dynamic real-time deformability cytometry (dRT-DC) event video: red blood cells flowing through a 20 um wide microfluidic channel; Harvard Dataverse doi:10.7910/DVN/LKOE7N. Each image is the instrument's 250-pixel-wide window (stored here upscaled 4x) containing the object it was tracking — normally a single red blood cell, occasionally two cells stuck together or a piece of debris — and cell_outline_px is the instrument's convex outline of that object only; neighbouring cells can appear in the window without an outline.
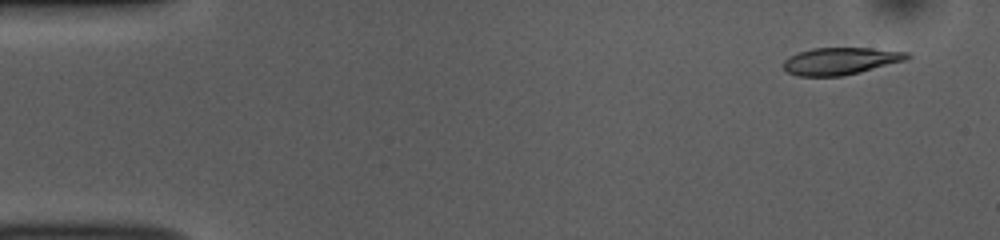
{"species": "common noctule bat (a hibernating species)", "species_latin": "Nyctalus noctula", "temperature_condition": "room temperature", "stored_images_in_passage": 49, "camera_frame_rate_fps": 3000, "um_per_image_px": 0.085, "animal": {"sex": "female", "body_mass_g": 10.0, "forearm_length_mm": 53.1}, "frame": {"image": 1, "passage_image": 1, "time_ms": 0.0, "image_size_px": [1000, 240], "cell_outline_px": [[912, 56], [908, 60], [844, 76], [796, 76], [788, 72], [784, 68], [784, 60], [788, 56], [796, 52], [812, 48], [872, 48], [912, 52]], "centroid_in_image_um": [71.49, 5.18], "position_along_channel_um": 13.5, "area_um2": 19.94}}
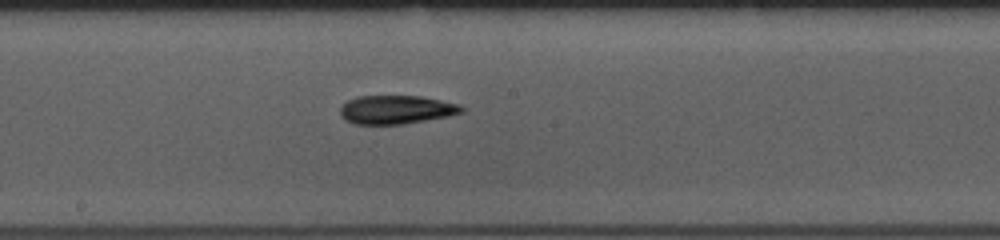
{"frame": {"image": 2, "passage_image": 25, "time_ms": 8.0, "image_size_px": [1000, 240], "cell_outline_px": [[464, 112], [448, 116], [404, 124], [352, 124], [344, 120], [340, 116], [340, 108], [348, 100], [356, 96], [420, 96], [460, 104], [464, 108]], "centroid_in_image_um": [33.66, 9.32], "position_along_channel_um": 214.5, "area_um2": 20.35}}
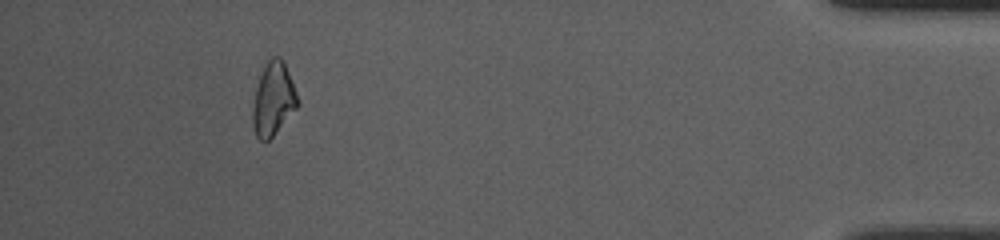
{"frame": {"image": 3, "passage_image": 45, "time_ms": 14.667, "image_size_px": [1000, 240], "cell_outline_px": [[300, 104], [272, 136], [268, 140], [260, 140], [256, 136], [252, 124], [252, 108], [256, 88], [260, 76], [268, 60], [272, 56], [280, 56], [284, 60], [292, 80]], "centroid_in_image_um": [23.23, 8.4], "position_along_channel_um": 412.0, "area_um2": 19.02}, "authors_computed_cell_mechanics": {"area_um2": 19.941, "velocity_mm_per_s": 3.8627, "shape_relaxation_time_tau1_ms": 8.2447, "shape_relaxation_time_tau2_ms": 8.0636, "deformation_change_tau1": 0.2151, "deformation_change_tau2": 0.1759}}